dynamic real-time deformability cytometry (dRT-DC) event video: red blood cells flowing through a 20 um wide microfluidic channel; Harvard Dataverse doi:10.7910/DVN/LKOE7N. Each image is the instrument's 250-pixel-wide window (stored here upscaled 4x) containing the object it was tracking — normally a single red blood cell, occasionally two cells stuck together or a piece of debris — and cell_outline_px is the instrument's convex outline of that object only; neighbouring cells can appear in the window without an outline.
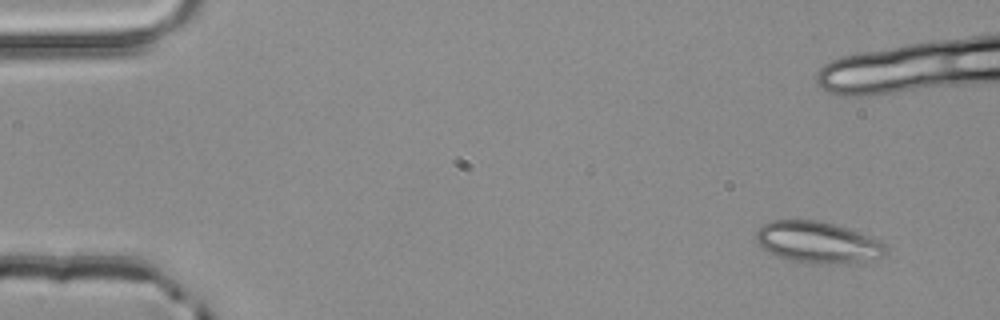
{"species": "common noctule bat (a hibernating species)", "species_latin": "Nyctalus noctula", "temperature_condition": "room temperature", "stored_images_in_passage": 5, "camera_frame_rate_fps": 3000, "um_per_image_px": 0.085, "animal": {"sex": "male", "body_mass_g": 20.4}, "frame": {"image": 1, "passage_image": 1, "time_ms": 0.0, "image_size_px": [1000, 320], "cell_outline_px": [[888, 248], [884, 256], [856, 264], [816, 264], [792, 260], [780, 256], [764, 248], [756, 240], [756, 232], [768, 220], [816, 220], [848, 228], [880, 240]], "centroid_in_image_um": [69.58, 20.61], "position_along_channel_um": 15.4, "area_um2": 31.33}}